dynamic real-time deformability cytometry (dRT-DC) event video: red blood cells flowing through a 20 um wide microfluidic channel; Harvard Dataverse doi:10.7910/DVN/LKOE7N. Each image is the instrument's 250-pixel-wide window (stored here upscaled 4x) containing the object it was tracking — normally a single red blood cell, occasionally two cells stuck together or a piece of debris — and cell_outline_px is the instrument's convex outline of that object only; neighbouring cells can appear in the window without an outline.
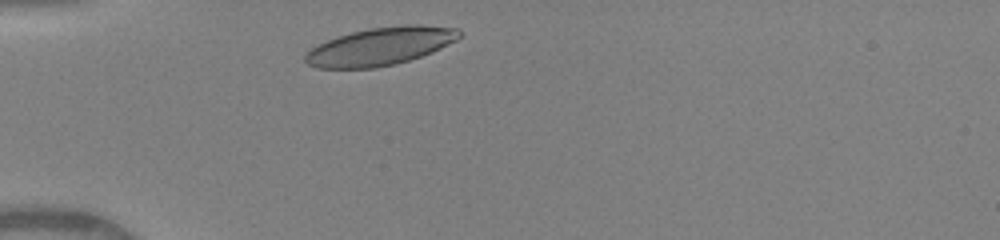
{"species": "human", "species_latin": "Homo sapiens", "temperature_condition": "warm", "stored_images_in_passage": 30, "camera_frame_rate_fps": 3000, "um_per_image_px": 0.085, "donor": {"sex": "female"}, "frame": {"image": 1, "passage_image": 2, "time_ms": 0.333, "image_size_px": [1000, 240], "cell_outline_px": [[464, 36], [432, 52], [408, 60], [376, 68], [316, 68], [308, 64], [304, 60], [304, 56], [312, 48], [336, 36], [368, 28], [404, 24], [420, 24], [456, 28]], "centroid_in_image_um": [32.34, 3.92], "position_along_channel_um": 52.7, "area_um2": 33.93}}
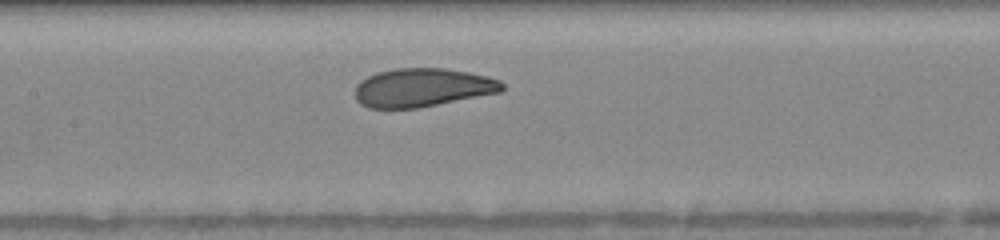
{"frame": {"image": 2, "passage_image": 12, "time_ms": 3.667, "image_size_px": [1000, 240], "cell_outline_px": [[504, 88], [500, 92], [420, 108], [368, 108], [360, 104], [356, 100], [356, 84], [360, 80], [376, 72], [392, 68], [444, 68], [468, 72], [500, 80], [504, 84]], "centroid_in_image_um": [35.88, 7.44], "position_along_channel_um": 171.5, "area_um2": 33.18}}
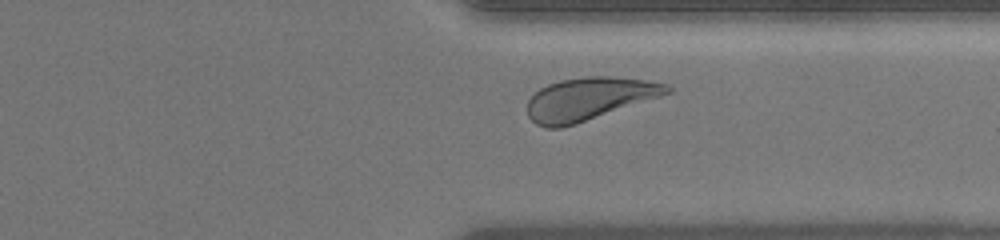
{"frame": {"image": 3, "passage_image": 26, "time_ms": 8.333, "image_size_px": [1000, 240], "cell_outline_px": [[672, 92], [576, 124], [560, 128], [544, 128], [536, 124], [528, 116], [528, 100], [540, 88], [548, 84], [560, 80], [584, 76], [612, 76], [648, 80], [668, 84], [672, 88]], "centroid_in_image_um": [50.06, 8.39], "position_along_channel_um": 361.3, "area_um2": 34.74}, "authors_computed_cell_mechanics": {"area_um2": 33.7841, "velocity_mm_per_s": 4.0703, "shape_relaxation_time_tau1_ms": 2.5249, "shape_relaxation_time_tau2_ms": 0.9231, "deformation_change_tau1": 0.1197, "deformation_change_tau2": 0.0623}}